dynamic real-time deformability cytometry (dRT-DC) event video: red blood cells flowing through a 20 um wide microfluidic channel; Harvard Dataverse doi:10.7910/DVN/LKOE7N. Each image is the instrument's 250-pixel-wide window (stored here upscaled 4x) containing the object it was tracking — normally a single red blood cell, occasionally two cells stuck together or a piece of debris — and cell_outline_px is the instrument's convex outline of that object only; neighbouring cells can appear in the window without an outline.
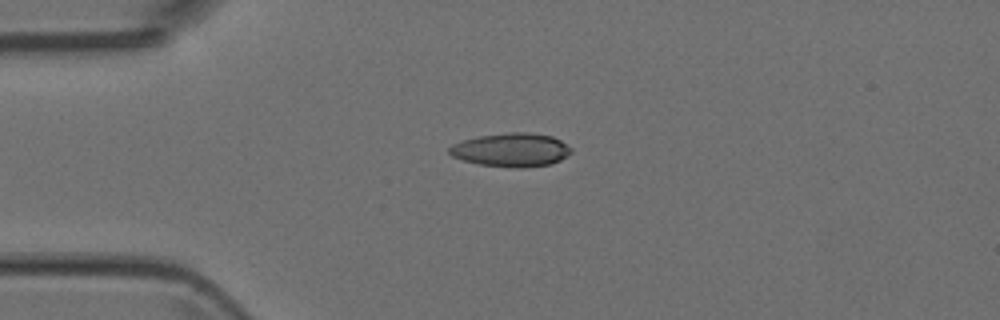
{"species": "Egyptian fruit bat (a non-hibernating species)", "species_latin": "Rousettus aegyptiacus", "temperature_condition": "room temperature", "stored_images_in_passage": 5, "camera_frame_rate_fps": 3000, "um_per_image_px": 0.085, "animal": {"sex": "female"}, "frame": {"image": 1, "passage_image": 4, "time_ms": 3.667, "image_size_px": [1000, 320], "cell_outline_px": [[572, 152], [568, 156], [552, 164], [524, 168], [512, 168], [480, 164], [464, 160], [452, 156], [448, 152], [448, 148], [452, 144], [464, 140], [480, 136], [508, 132], [528, 132], [552, 136], [560, 140], [572, 148]], "centroid_in_image_um": [43.49, 12.74], "position_along_channel_um": 41.5, "area_um2": 23.99}}
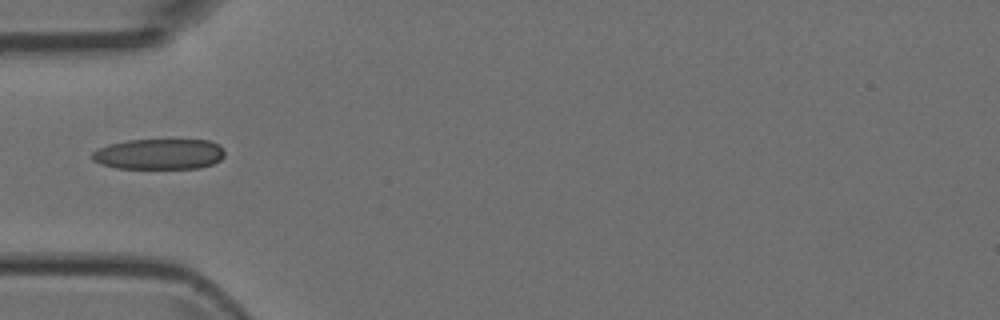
{"frame": {"image": 2, "passage_image": 5, "time_ms": 5.0, "image_size_px": [1000, 320], "cell_outline_px": [[224, 156], [220, 160], [212, 164], [200, 168], [116, 168], [100, 164], [92, 160], [92, 152], [108, 144], [128, 140], [208, 140], [224, 148]], "centroid_in_image_um": [13.52, 13.1], "position_along_channel_um": 71.5, "area_um2": 23.64}}